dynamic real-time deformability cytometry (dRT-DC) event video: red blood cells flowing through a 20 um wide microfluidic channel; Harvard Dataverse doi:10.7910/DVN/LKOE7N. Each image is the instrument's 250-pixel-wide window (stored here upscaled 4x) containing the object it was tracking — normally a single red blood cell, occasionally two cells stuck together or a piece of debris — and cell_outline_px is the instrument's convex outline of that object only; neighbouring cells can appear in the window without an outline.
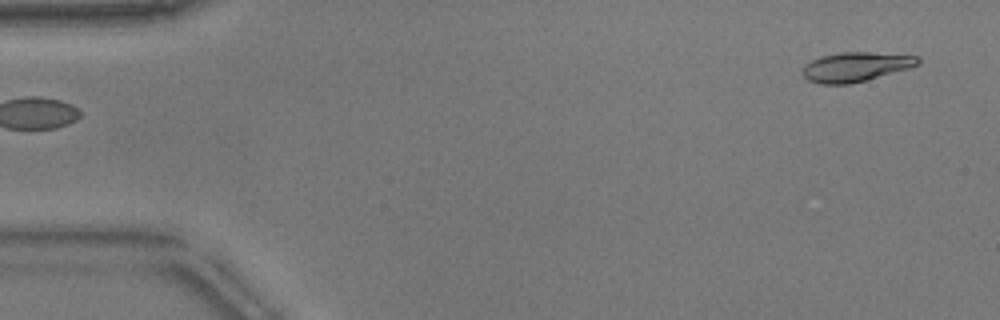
{"species": "common noctule bat (a hibernating species)", "species_latin": "Nyctalus noctula", "temperature_condition": "warm", "stored_images_in_passage": 11, "camera_frame_rate_fps": 3000, "um_per_image_px": 0.085, "animal": {"sex": "male", "body_mass_g": 17.9}, "frame": {"image": 1, "passage_image": 1, "time_ms": 0.0, "image_size_px": [1000, 320], "cell_outline_px": [[920, 64], [908, 68], [852, 84], [820, 84], [808, 80], [804, 76], [804, 64], [820, 56], [840, 52], [868, 52], [920, 56]], "centroid_in_image_um": [72.73, 5.68], "position_along_channel_um": 12.3, "area_um2": 19.71}}
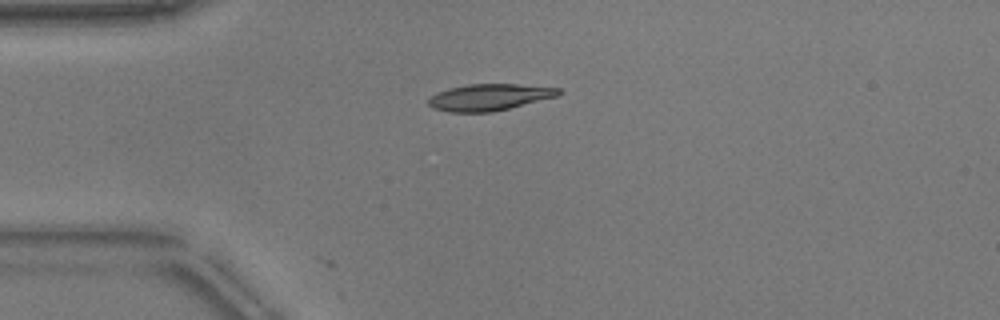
{"frame": {"image": 2, "passage_image": 11, "time_ms": 3.333, "image_size_px": [1000, 320], "cell_outline_px": [[564, 92], [556, 96], [492, 112], [448, 112], [432, 108], [428, 104], [428, 100], [432, 96], [448, 88], [468, 84], [516, 84], [560, 88]], "centroid_in_image_um": [41.58, 8.26], "position_along_channel_um": 43.4, "area_um2": 19.94}}